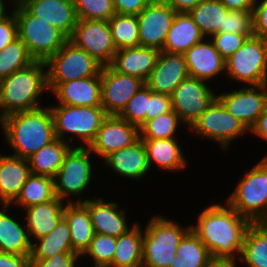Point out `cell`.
I'll return each mask as SVG.
<instances>
[{"instance_id":"1","label":"cell","mask_w":267,"mask_h":267,"mask_svg":"<svg viewBox=\"0 0 267 267\" xmlns=\"http://www.w3.org/2000/svg\"><path fill=\"white\" fill-rule=\"evenodd\" d=\"M252 222L228 203L213 204L201 212L191 230L209 250L212 257H236L242 251L245 234Z\"/></svg>"},{"instance_id":"2","label":"cell","mask_w":267,"mask_h":267,"mask_svg":"<svg viewBox=\"0 0 267 267\" xmlns=\"http://www.w3.org/2000/svg\"><path fill=\"white\" fill-rule=\"evenodd\" d=\"M3 132L14 156L27 159L56 139L50 107L9 114L3 119Z\"/></svg>"},{"instance_id":"3","label":"cell","mask_w":267,"mask_h":267,"mask_svg":"<svg viewBox=\"0 0 267 267\" xmlns=\"http://www.w3.org/2000/svg\"><path fill=\"white\" fill-rule=\"evenodd\" d=\"M45 68V62L34 61L0 81L1 127L4 117L9 114L42 107L37 99L44 90H48Z\"/></svg>"},{"instance_id":"4","label":"cell","mask_w":267,"mask_h":267,"mask_svg":"<svg viewBox=\"0 0 267 267\" xmlns=\"http://www.w3.org/2000/svg\"><path fill=\"white\" fill-rule=\"evenodd\" d=\"M191 227L155 215L143 231L142 267H170L182 238Z\"/></svg>"},{"instance_id":"5","label":"cell","mask_w":267,"mask_h":267,"mask_svg":"<svg viewBox=\"0 0 267 267\" xmlns=\"http://www.w3.org/2000/svg\"><path fill=\"white\" fill-rule=\"evenodd\" d=\"M14 7L18 37L35 61L46 62L68 41L60 30L32 15L23 5Z\"/></svg>"},{"instance_id":"6","label":"cell","mask_w":267,"mask_h":267,"mask_svg":"<svg viewBox=\"0 0 267 267\" xmlns=\"http://www.w3.org/2000/svg\"><path fill=\"white\" fill-rule=\"evenodd\" d=\"M226 203L252 223L267 217V156L246 172Z\"/></svg>"},{"instance_id":"7","label":"cell","mask_w":267,"mask_h":267,"mask_svg":"<svg viewBox=\"0 0 267 267\" xmlns=\"http://www.w3.org/2000/svg\"><path fill=\"white\" fill-rule=\"evenodd\" d=\"M45 64L49 91H53L62 82L97 76L103 67L89 53L69 40Z\"/></svg>"},{"instance_id":"8","label":"cell","mask_w":267,"mask_h":267,"mask_svg":"<svg viewBox=\"0 0 267 267\" xmlns=\"http://www.w3.org/2000/svg\"><path fill=\"white\" fill-rule=\"evenodd\" d=\"M56 138L64 141V135L71 133L80 138L86 147L96 138L97 132L108 114L101 106H49Z\"/></svg>"},{"instance_id":"9","label":"cell","mask_w":267,"mask_h":267,"mask_svg":"<svg viewBox=\"0 0 267 267\" xmlns=\"http://www.w3.org/2000/svg\"><path fill=\"white\" fill-rule=\"evenodd\" d=\"M226 75L248 85L267 84V39L251 36L225 60Z\"/></svg>"},{"instance_id":"10","label":"cell","mask_w":267,"mask_h":267,"mask_svg":"<svg viewBox=\"0 0 267 267\" xmlns=\"http://www.w3.org/2000/svg\"><path fill=\"white\" fill-rule=\"evenodd\" d=\"M197 135L213 139L228 149L234 138L249 131L245 125L234 117L216 97L207 109L189 127Z\"/></svg>"},{"instance_id":"11","label":"cell","mask_w":267,"mask_h":267,"mask_svg":"<svg viewBox=\"0 0 267 267\" xmlns=\"http://www.w3.org/2000/svg\"><path fill=\"white\" fill-rule=\"evenodd\" d=\"M91 150L79 145L72 147L66 154L56 177L54 178L55 195L62 201L69 195H82L92 179Z\"/></svg>"},{"instance_id":"12","label":"cell","mask_w":267,"mask_h":267,"mask_svg":"<svg viewBox=\"0 0 267 267\" xmlns=\"http://www.w3.org/2000/svg\"><path fill=\"white\" fill-rule=\"evenodd\" d=\"M68 40L102 66H109L117 52L108 21L80 19Z\"/></svg>"},{"instance_id":"13","label":"cell","mask_w":267,"mask_h":267,"mask_svg":"<svg viewBox=\"0 0 267 267\" xmlns=\"http://www.w3.org/2000/svg\"><path fill=\"white\" fill-rule=\"evenodd\" d=\"M206 81L187 77L171 95L172 110L183 123L191 126L207 109L217 95L206 84Z\"/></svg>"},{"instance_id":"14","label":"cell","mask_w":267,"mask_h":267,"mask_svg":"<svg viewBox=\"0 0 267 267\" xmlns=\"http://www.w3.org/2000/svg\"><path fill=\"white\" fill-rule=\"evenodd\" d=\"M145 85L138 77L103 66L101 70V107L108 115H119L128 101Z\"/></svg>"},{"instance_id":"15","label":"cell","mask_w":267,"mask_h":267,"mask_svg":"<svg viewBox=\"0 0 267 267\" xmlns=\"http://www.w3.org/2000/svg\"><path fill=\"white\" fill-rule=\"evenodd\" d=\"M176 13L163 0H152L138 15L139 44L160 51Z\"/></svg>"},{"instance_id":"16","label":"cell","mask_w":267,"mask_h":267,"mask_svg":"<svg viewBox=\"0 0 267 267\" xmlns=\"http://www.w3.org/2000/svg\"><path fill=\"white\" fill-rule=\"evenodd\" d=\"M217 98L250 131L267 107V84L252 87L250 85L247 88L218 94Z\"/></svg>"},{"instance_id":"17","label":"cell","mask_w":267,"mask_h":267,"mask_svg":"<svg viewBox=\"0 0 267 267\" xmlns=\"http://www.w3.org/2000/svg\"><path fill=\"white\" fill-rule=\"evenodd\" d=\"M139 138L138 127L128 123L119 115H108L89 148L91 152L104 159L111 152L132 145Z\"/></svg>"},{"instance_id":"18","label":"cell","mask_w":267,"mask_h":267,"mask_svg":"<svg viewBox=\"0 0 267 267\" xmlns=\"http://www.w3.org/2000/svg\"><path fill=\"white\" fill-rule=\"evenodd\" d=\"M187 77L189 72L183 54L160 51L156 66L145 84L153 92L171 96L174 89Z\"/></svg>"},{"instance_id":"19","label":"cell","mask_w":267,"mask_h":267,"mask_svg":"<svg viewBox=\"0 0 267 267\" xmlns=\"http://www.w3.org/2000/svg\"><path fill=\"white\" fill-rule=\"evenodd\" d=\"M22 5L32 15L55 26L68 39L71 37L78 22L73 0H27Z\"/></svg>"},{"instance_id":"20","label":"cell","mask_w":267,"mask_h":267,"mask_svg":"<svg viewBox=\"0 0 267 267\" xmlns=\"http://www.w3.org/2000/svg\"><path fill=\"white\" fill-rule=\"evenodd\" d=\"M190 77L208 81L225 72V60L211 39L193 45L184 54Z\"/></svg>"},{"instance_id":"21","label":"cell","mask_w":267,"mask_h":267,"mask_svg":"<svg viewBox=\"0 0 267 267\" xmlns=\"http://www.w3.org/2000/svg\"><path fill=\"white\" fill-rule=\"evenodd\" d=\"M76 202H83L88 207L95 233L117 238L132 229L127 225L125 211H119L115 202L105 203L103 198Z\"/></svg>"},{"instance_id":"22","label":"cell","mask_w":267,"mask_h":267,"mask_svg":"<svg viewBox=\"0 0 267 267\" xmlns=\"http://www.w3.org/2000/svg\"><path fill=\"white\" fill-rule=\"evenodd\" d=\"M159 55L160 50L153 47L137 46L117 50L109 66L118 73L135 76L146 82Z\"/></svg>"},{"instance_id":"23","label":"cell","mask_w":267,"mask_h":267,"mask_svg":"<svg viewBox=\"0 0 267 267\" xmlns=\"http://www.w3.org/2000/svg\"><path fill=\"white\" fill-rule=\"evenodd\" d=\"M52 92L59 104L101 106V73L97 76L62 82Z\"/></svg>"},{"instance_id":"24","label":"cell","mask_w":267,"mask_h":267,"mask_svg":"<svg viewBox=\"0 0 267 267\" xmlns=\"http://www.w3.org/2000/svg\"><path fill=\"white\" fill-rule=\"evenodd\" d=\"M104 161L117 174L136 180L144 177L150 170L141 138L128 147L111 152Z\"/></svg>"},{"instance_id":"25","label":"cell","mask_w":267,"mask_h":267,"mask_svg":"<svg viewBox=\"0 0 267 267\" xmlns=\"http://www.w3.org/2000/svg\"><path fill=\"white\" fill-rule=\"evenodd\" d=\"M30 175L27 159L0 154V204L10 205Z\"/></svg>"},{"instance_id":"26","label":"cell","mask_w":267,"mask_h":267,"mask_svg":"<svg viewBox=\"0 0 267 267\" xmlns=\"http://www.w3.org/2000/svg\"><path fill=\"white\" fill-rule=\"evenodd\" d=\"M63 219L70 228L72 249L82 257L95 234L88 207L70 200L64 207Z\"/></svg>"},{"instance_id":"27","label":"cell","mask_w":267,"mask_h":267,"mask_svg":"<svg viewBox=\"0 0 267 267\" xmlns=\"http://www.w3.org/2000/svg\"><path fill=\"white\" fill-rule=\"evenodd\" d=\"M65 201L54 200L25 208L28 235L37 240L52 232L63 219Z\"/></svg>"},{"instance_id":"28","label":"cell","mask_w":267,"mask_h":267,"mask_svg":"<svg viewBox=\"0 0 267 267\" xmlns=\"http://www.w3.org/2000/svg\"><path fill=\"white\" fill-rule=\"evenodd\" d=\"M204 39L205 36L189 13H176L161 51L184 54Z\"/></svg>"},{"instance_id":"29","label":"cell","mask_w":267,"mask_h":267,"mask_svg":"<svg viewBox=\"0 0 267 267\" xmlns=\"http://www.w3.org/2000/svg\"><path fill=\"white\" fill-rule=\"evenodd\" d=\"M10 205L3 204L0 210V252L30 256L33 241L29 238L27 227L21 226L6 211Z\"/></svg>"},{"instance_id":"30","label":"cell","mask_w":267,"mask_h":267,"mask_svg":"<svg viewBox=\"0 0 267 267\" xmlns=\"http://www.w3.org/2000/svg\"><path fill=\"white\" fill-rule=\"evenodd\" d=\"M73 140V136L70 137L69 140L67 139L64 141L56 138L28 157L27 161L31 174L55 178L64 162L66 154L72 148V146H70L71 143L67 141Z\"/></svg>"},{"instance_id":"31","label":"cell","mask_w":267,"mask_h":267,"mask_svg":"<svg viewBox=\"0 0 267 267\" xmlns=\"http://www.w3.org/2000/svg\"><path fill=\"white\" fill-rule=\"evenodd\" d=\"M149 167L154 164L163 170L176 171L186 166V159L175 138L142 139Z\"/></svg>"},{"instance_id":"32","label":"cell","mask_w":267,"mask_h":267,"mask_svg":"<svg viewBox=\"0 0 267 267\" xmlns=\"http://www.w3.org/2000/svg\"><path fill=\"white\" fill-rule=\"evenodd\" d=\"M143 232L135 223L127 233L116 238L113 262L109 267H142Z\"/></svg>"},{"instance_id":"33","label":"cell","mask_w":267,"mask_h":267,"mask_svg":"<svg viewBox=\"0 0 267 267\" xmlns=\"http://www.w3.org/2000/svg\"><path fill=\"white\" fill-rule=\"evenodd\" d=\"M38 241L32 243L31 260L47 259L60 253H75L71 245L70 228L64 219L52 232Z\"/></svg>"},{"instance_id":"34","label":"cell","mask_w":267,"mask_h":267,"mask_svg":"<svg viewBox=\"0 0 267 267\" xmlns=\"http://www.w3.org/2000/svg\"><path fill=\"white\" fill-rule=\"evenodd\" d=\"M240 259L248 267H267V229L260 222L248 227Z\"/></svg>"},{"instance_id":"35","label":"cell","mask_w":267,"mask_h":267,"mask_svg":"<svg viewBox=\"0 0 267 267\" xmlns=\"http://www.w3.org/2000/svg\"><path fill=\"white\" fill-rule=\"evenodd\" d=\"M211 257L204 243L190 230L182 238L170 267H207Z\"/></svg>"},{"instance_id":"36","label":"cell","mask_w":267,"mask_h":267,"mask_svg":"<svg viewBox=\"0 0 267 267\" xmlns=\"http://www.w3.org/2000/svg\"><path fill=\"white\" fill-rule=\"evenodd\" d=\"M55 198L54 178L31 174L12 204H18L25 209Z\"/></svg>"},{"instance_id":"37","label":"cell","mask_w":267,"mask_h":267,"mask_svg":"<svg viewBox=\"0 0 267 267\" xmlns=\"http://www.w3.org/2000/svg\"><path fill=\"white\" fill-rule=\"evenodd\" d=\"M228 11L219 0H203L189 14L202 34L211 37L223 27L224 17Z\"/></svg>"},{"instance_id":"38","label":"cell","mask_w":267,"mask_h":267,"mask_svg":"<svg viewBox=\"0 0 267 267\" xmlns=\"http://www.w3.org/2000/svg\"><path fill=\"white\" fill-rule=\"evenodd\" d=\"M108 22L117 50L133 49L140 46L137 15L116 13Z\"/></svg>"},{"instance_id":"39","label":"cell","mask_w":267,"mask_h":267,"mask_svg":"<svg viewBox=\"0 0 267 267\" xmlns=\"http://www.w3.org/2000/svg\"><path fill=\"white\" fill-rule=\"evenodd\" d=\"M34 61L26 45L18 37L0 51V81Z\"/></svg>"},{"instance_id":"40","label":"cell","mask_w":267,"mask_h":267,"mask_svg":"<svg viewBox=\"0 0 267 267\" xmlns=\"http://www.w3.org/2000/svg\"><path fill=\"white\" fill-rule=\"evenodd\" d=\"M182 122L175 111L147 120L140 128L141 139H173L178 124Z\"/></svg>"},{"instance_id":"41","label":"cell","mask_w":267,"mask_h":267,"mask_svg":"<svg viewBox=\"0 0 267 267\" xmlns=\"http://www.w3.org/2000/svg\"><path fill=\"white\" fill-rule=\"evenodd\" d=\"M150 99V88L145 84L128 101L126 107L119 114L128 123L140 128L146 122Z\"/></svg>"},{"instance_id":"42","label":"cell","mask_w":267,"mask_h":267,"mask_svg":"<svg viewBox=\"0 0 267 267\" xmlns=\"http://www.w3.org/2000/svg\"><path fill=\"white\" fill-rule=\"evenodd\" d=\"M78 20L109 21L116 14L113 0H73Z\"/></svg>"},{"instance_id":"43","label":"cell","mask_w":267,"mask_h":267,"mask_svg":"<svg viewBox=\"0 0 267 267\" xmlns=\"http://www.w3.org/2000/svg\"><path fill=\"white\" fill-rule=\"evenodd\" d=\"M116 248V238L109 235L95 233L90 242V246L83 255H89L94 261V265L109 267L114 258Z\"/></svg>"},{"instance_id":"44","label":"cell","mask_w":267,"mask_h":267,"mask_svg":"<svg viewBox=\"0 0 267 267\" xmlns=\"http://www.w3.org/2000/svg\"><path fill=\"white\" fill-rule=\"evenodd\" d=\"M254 34L253 11L229 10L218 33Z\"/></svg>"},{"instance_id":"45","label":"cell","mask_w":267,"mask_h":267,"mask_svg":"<svg viewBox=\"0 0 267 267\" xmlns=\"http://www.w3.org/2000/svg\"><path fill=\"white\" fill-rule=\"evenodd\" d=\"M254 34L216 33L210 39L221 57L226 60Z\"/></svg>"},{"instance_id":"46","label":"cell","mask_w":267,"mask_h":267,"mask_svg":"<svg viewBox=\"0 0 267 267\" xmlns=\"http://www.w3.org/2000/svg\"><path fill=\"white\" fill-rule=\"evenodd\" d=\"M171 111H172L171 96L166 94L156 93L150 89V99H149L148 112H146V121Z\"/></svg>"},{"instance_id":"47","label":"cell","mask_w":267,"mask_h":267,"mask_svg":"<svg viewBox=\"0 0 267 267\" xmlns=\"http://www.w3.org/2000/svg\"><path fill=\"white\" fill-rule=\"evenodd\" d=\"M0 19V51L18 38L17 20L14 11Z\"/></svg>"},{"instance_id":"48","label":"cell","mask_w":267,"mask_h":267,"mask_svg":"<svg viewBox=\"0 0 267 267\" xmlns=\"http://www.w3.org/2000/svg\"><path fill=\"white\" fill-rule=\"evenodd\" d=\"M80 256L77 253H60L47 259L31 260V267H75Z\"/></svg>"},{"instance_id":"49","label":"cell","mask_w":267,"mask_h":267,"mask_svg":"<svg viewBox=\"0 0 267 267\" xmlns=\"http://www.w3.org/2000/svg\"><path fill=\"white\" fill-rule=\"evenodd\" d=\"M258 2L253 10L254 36L267 39V0Z\"/></svg>"},{"instance_id":"50","label":"cell","mask_w":267,"mask_h":267,"mask_svg":"<svg viewBox=\"0 0 267 267\" xmlns=\"http://www.w3.org/2000/svg\"><path fill=\"white\" fill-rule=\"evenodd\" d=\"M152 0H113L115 12L138 15Z\"/></svg>"},{"instance_id":"51","label":"cell","mask_w":267,"mask_h":267,"mask_svg":"<svg viewBox=\"0 0 267 267\" xmlns=\"http://www.w3.org/2000/svg\"><path fill=\"white\" fill-rule=\"evenodd\" d=\"M0 267H31L30 256L0 252Z\"/></svg>"},{"instance_id":"52","label":"cell","mask_w":267,"mask_h":267,"mask_svg":"<svg viewBox=\"0 0 267 267\" xmlns=\"http://www.w3.org/2000/svg\"><path fill=\"white\" fill-rule=\"evenodd\" d=\"M177 13H189L203 0H163Z\"/></svg>"},{"instance_id":"53","label":"cell","mask_w":267,"mask_h":267,"mask_svg":"<svg viewBox=\"0 0 267 267\" xmlns=\"http://www.w3.org/2000/svg\"><path fill=\"white\" fill-rule=\"evenodd\" d=\"M228 10L253 11L257 0H219Z\"/></svg>"},{"instance_id":"54","label":"cell","mask_w":267,"mask_h":267,"mask_svg":"<svg viewBox=\"0 0 267 267\" xmlns=\"http://www.w3.org/2000/svg\"><path fill=\"white\" fill-rule=\"evenodd\" d=\"M250 132L267 140V107L259 116L256 124L250 129Z\"/></svg>"},{"instance_id":"55","label":"cell","mask_w":267,"mask_h":267,"mask_svg":"<svg viewBox=\"0 0 267 267\" xmlns=\"http://www.w3.org/2000/svg\"><path fill=\"white\" fill-rule=\"evenodd\" d=\"M236 257H211L207 267H236Z\"/></svg>"},{"instance_id":"56","label":"cell","mask_w":267,"mask_h":267,"mask_svg":"<svg viewBox=\"0 0 267 267\" xmlns=\"http://www.w3.org/2000/svg\"><path fill=\"white\" fill-rule=\"evenodd\" d=\"M4 6H6V5H4V2H3V0H0V19L3 17V16H5L6 14V8L4 7Z\"/></svg>"},{"instance_id":"57","label":"cell","mask_w":267,"mask_h":267,"mask_svg":"<svg viewBox=\"0 0 267 267\" xmlns=\"http://www.w3.org/2000/svg\"><path fill=\"white\" fill-rule=\"evenodd\" d=\"M15 6L24 4L27 0H12Z\"/></svg>"},{"instance_id":"58","label":"cell","mask_w":267,"mask_h":267,"mask_svg":"<svg viewBox=\"0 0 267 267\" xmlns=\"http://www.w3.org/2000/svg\"><path fill=\"white\" fill-rule=\"evenodd\" d=\"M267 229V217L260 222Z\"/></svg>"},{"instance_id":"59","label":"cell","mask_w":267,"mask_h":267,"mask_svg":"<svg viewBox=\"0 0 267 267\" xmlns=\"http://www.w3.org/2000/svg\"><path fill=\"white\" fill-rule=\"evenodd\" d=\"M91 267H104V266L93 265V266H91Z\"/></svg>"}]
</instances>
